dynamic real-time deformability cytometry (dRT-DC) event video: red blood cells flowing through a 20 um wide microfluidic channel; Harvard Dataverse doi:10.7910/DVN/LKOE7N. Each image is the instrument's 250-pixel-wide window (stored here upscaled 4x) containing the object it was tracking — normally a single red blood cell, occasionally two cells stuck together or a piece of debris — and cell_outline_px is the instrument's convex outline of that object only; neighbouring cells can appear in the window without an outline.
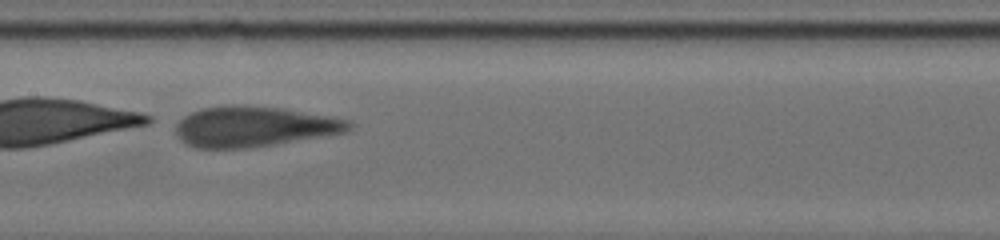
{"species": "human", "species_latin": "Homo sapiens", "temperature_condition": "cold", "stored_images_in_passage": 53, "camera_frame_rate_fps": 3000, "um_per_image_px": 0.085, "donor": {"sex": "male"}, "frame": {"image": 1, "passage_image": 14, "time_ms": 3.667, "image_size_px": [1000, 240], "cell_outline_px": [[352, 124], [344, 132], [252, 148], [196, 148], [188, 144], [176, 132], [176, 124], [184, 116], [192, 112], [204, 108], [232, 104], [236, 104], [276, 108], [344, 120]], "centroid_in_image_um": [21.48, 10.77], "position_along_channel_um": 185.9, "area_um2": 39.54}}
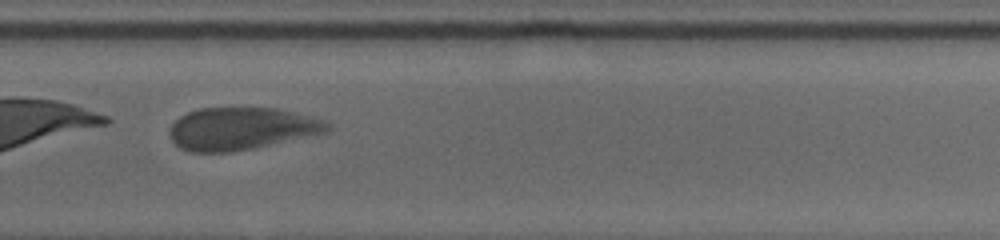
{"frame": {"image": 2, "passage_image": 32, "time_ms": 7.0, "image_size_px": [1000, 240], "cell_outline_px": [[328, 132], [256, 148], [232, 152], [192, 152], [180, 148], [172, 140], [168, 132], [172, 124], [180, 116], [188, 112], [200, 108], [276, 108], [320, 120], [328, 124]], "centroid_in_image_um": [20.45, 10.95], "position_along_channel_um": 309.4, "area_um2": 38.67}}
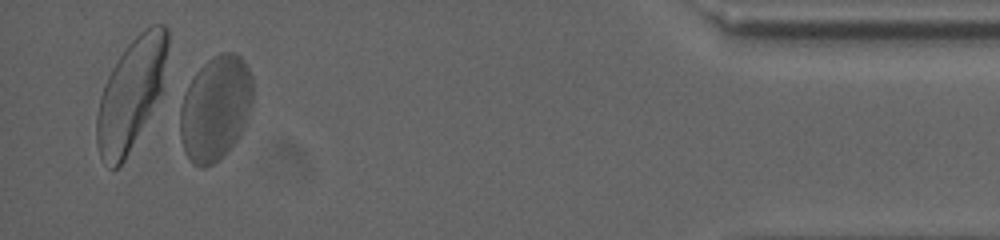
{"frame": {"image": 3, "passage_image": 49, "time_ms": 11.333, "image_size_px": [1000, 240], "cell_outline_px": [[252, 104], [240, 136], [224, 156], [212, 164], [204, 168], [200, 168], [192, 164], [184, 148], [180, 136], [180, 92], [196, 72], [212, 56], [220, 52], [236, 52], [244, 60], [252, 76]], "centroid_in_image_um": [18.28, 9.18], "position_along_channel_um": 416.9, "area_um2": 45.14}, "authors_computed_cell_mechanics": {"area_um2": 40.2288, "velocity_mm_per_s": 3.7329, "shape_relaxation_time_tau1_ms": 3.3126, "shape_relaxation_time_tau2_ms": 1.2537, "deformation_change_tau1": 0.2904, "deformation_change_tau2": 0.0852}}